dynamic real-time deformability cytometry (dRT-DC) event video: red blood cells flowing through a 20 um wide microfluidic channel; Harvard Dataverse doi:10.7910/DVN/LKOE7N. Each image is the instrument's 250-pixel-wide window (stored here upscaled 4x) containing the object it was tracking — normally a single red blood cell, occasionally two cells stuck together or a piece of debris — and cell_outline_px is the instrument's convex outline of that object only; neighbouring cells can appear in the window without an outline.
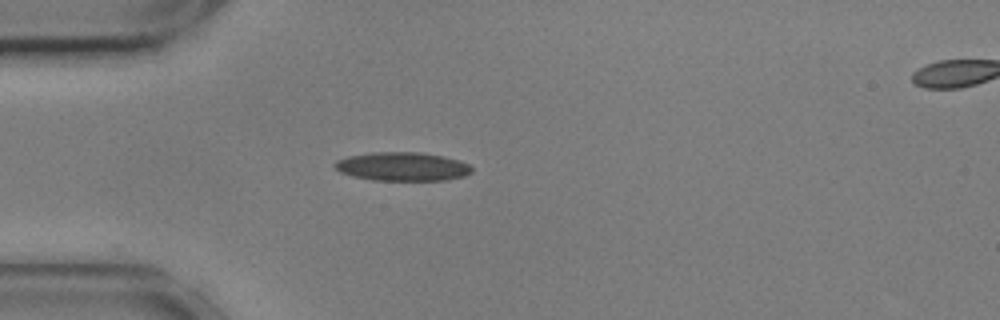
{"species": "common noctule bat (a hibernating species)", "species_latin": "Nyctalus noctula", "temperature_condition": "cold", "stored_images_in_passage": 38, "camera_frame_rate_fps": 3000, "um_per_image_px": 0.085, "animal": {"sex": "male", "body_mass_g": 17.9, "forearm_length_mm": 54.2}, "frame": {"image": 1, "passage_image": 1, "time_ms": 0.0, "image_size_px": [1000, 320], "cell_outline_px": [[472, 172], [464, 176], [444, 180], [372, 180], [352, 176], [340, 172], [332, 164], [336, 160], [348, 156], [372, 152], [416, 152], [440, 156], [460, 160], [468, 164], [472, 168]], "centroid_in_image_um": [34.17, 14.16], "position_along_channel_um": 50.8, "area_um2": 22.83}}
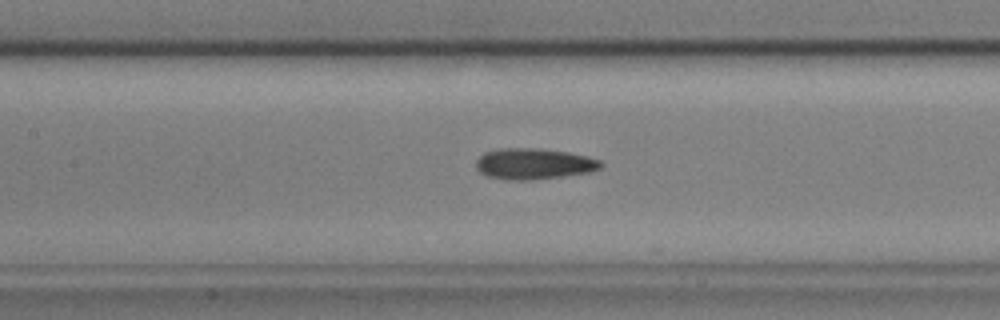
{"frame": {"image": 2, "passage_image": 11, "time_ms": 3.333, "image_size_px": [1000, 320], "cell_outline_px": [[604, 164], [600, 168], [588, 172], [532, 180], [508, 180], [488, 176], [480, 172], [476, 168], [476, 160], [484, 152], [500, 148], [536, 148], [568, 152], [600, 160]], "centroid_in_image_um": [45.33, 13.92], "position_along_channel_um": 162.1, "area_um2": 22.37}}